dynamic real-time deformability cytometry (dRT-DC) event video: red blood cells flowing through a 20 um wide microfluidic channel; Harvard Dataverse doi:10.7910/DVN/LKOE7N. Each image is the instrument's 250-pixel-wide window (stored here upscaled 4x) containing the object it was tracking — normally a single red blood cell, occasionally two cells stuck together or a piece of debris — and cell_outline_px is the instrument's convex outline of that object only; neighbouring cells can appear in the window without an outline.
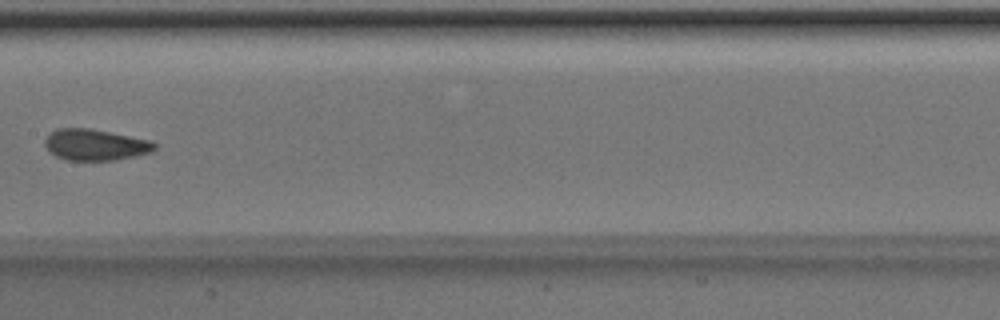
{"species": "Egyptian fruit bat (a non-hibernating species)", "species_latin": "Rousettus aegyptiacus", "temperature_condition": "room temperature", "stored_images_in_passage": 7, "camera_frame_rate_fps": 3000, "um_per_image_px": 0.085, "animal": {"sex": "male"}, "frame": {"image": 1, "passage_image": 7, "time_ms": 2.0, "image_size_px": [1000, 320], "cell_outline_px": [[156, 148], [152, 152], [116, 160], [68, 160], [56, 156], [44, 144], [44, 140], [56, 128], [92, 128], [148, 140], [156, 144]], "centroid_in_image_um": [8.1, 12.3], "position_along_channel_um": 199.3, "area_um2": 19.77}}